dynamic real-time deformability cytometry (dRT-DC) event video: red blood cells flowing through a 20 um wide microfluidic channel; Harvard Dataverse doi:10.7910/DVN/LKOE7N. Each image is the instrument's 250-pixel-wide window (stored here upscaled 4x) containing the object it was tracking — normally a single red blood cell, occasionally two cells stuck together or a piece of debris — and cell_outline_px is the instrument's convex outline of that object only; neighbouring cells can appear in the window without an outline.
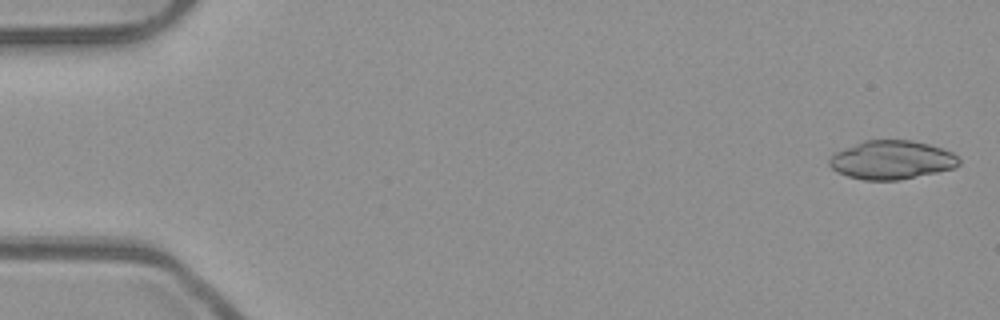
{"species": "common noctule bat (a hibernating species)", "species_latin": "Nyctalus noctula", "temperature_condition": "room temperature", "stored_images_in_passage": 22, "camera_frame_rate_fps": 3000, "um_per_image_px": 0.085, "animal": {"sex": "male", "body_mass_g": 23.1, "forearm_length_mm": 52.7}, "frame": {"image": 1, "passage_image": 2, "time_ms": 0.333, "image_size_px": [1000, 320], "cell_outline_px": [[960, 164], [952, 168], [936, 172], [900, 180], [864, 180], [848, 176], [836, 172], [828, 164], [828, 160], [836, 152], [844, 148], [864, 140], [912, 140], [928, 144], [952, 152], [960, 160]], "centroid_in_image_um": [75.77, 13.59], "position_along_channel_um": 9.2, "area_um2": 29.07}}